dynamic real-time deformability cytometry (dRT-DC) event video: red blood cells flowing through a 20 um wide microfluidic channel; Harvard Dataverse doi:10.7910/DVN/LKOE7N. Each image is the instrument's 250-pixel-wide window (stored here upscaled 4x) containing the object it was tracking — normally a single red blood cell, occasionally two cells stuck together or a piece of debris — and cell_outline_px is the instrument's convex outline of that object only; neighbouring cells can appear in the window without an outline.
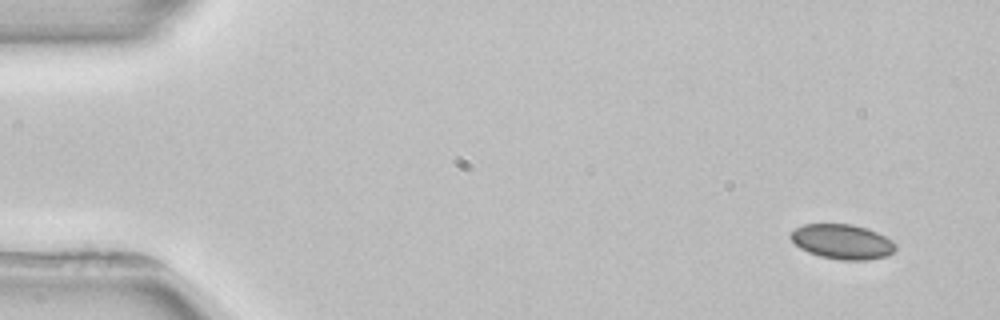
{"species": "common noctule bat (a hibernating species)", "species_latin": "Nyctalus noctula", "temperature_condition": "room temperature", "stored_images_in_passage": 4, "camera_frame_rate_fps": 3000, "um_per_image_px": 0.085, "animal": {"sex": "female", "body_mass_g": 22.7, "forearm_length_mm": 54.2}, "frame": {"image": 1, "passage_image": 1, "time_ms": 0.0, "image_size_px": [1000, 320], "cell_outline_px": [[896, 248], [888, 256], [868, 260], [840, 260], [820, 256], [808, 252], [800, 248], [788, 236], [788, 232], [804, 224], [852, 224], [868, 228], [892, 240], [896, 244]], "centroid_in_image_um": [71.58, 20.54], "position_along_channel_um": 13.4, "area_um2": 21.44}}